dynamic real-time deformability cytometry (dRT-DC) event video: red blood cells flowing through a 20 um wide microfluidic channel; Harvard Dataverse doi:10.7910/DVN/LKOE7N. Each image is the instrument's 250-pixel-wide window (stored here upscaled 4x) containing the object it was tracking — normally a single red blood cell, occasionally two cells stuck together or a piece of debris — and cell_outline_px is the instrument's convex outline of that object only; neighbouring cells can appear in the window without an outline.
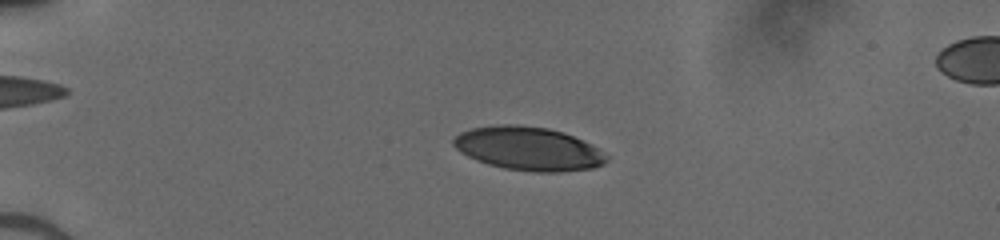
{"species": "human", "species_latin": "Homo sapiens", "temperature_condition": "cold", "stored_images_in_passage": 45, "camera_frame_rate_fps": 3000, "um_per_image_px": 0.085, "donor": {"sex": "male"}, "frame": {"image": 1, "passage_image": 7, "time_ms": 2.0, "image_size_px": [1000, 240], "cell_outline_px": [[608, 160], [604, 164], [592, 168], [560, 172], [536, 172], [504, 168], [488, 164], [476, 160], [460, 152], [452, 144], [452, 140], [460, 132], [472, 128], [500, 124], [516, 124], [548, 128], [564, 132], [584, 140], [600, 148], [608, 156]], "centroid_in_image_um": [44.94, 12.63], "position_along_channel_um": 40.1, "area_um2": 39.13}}
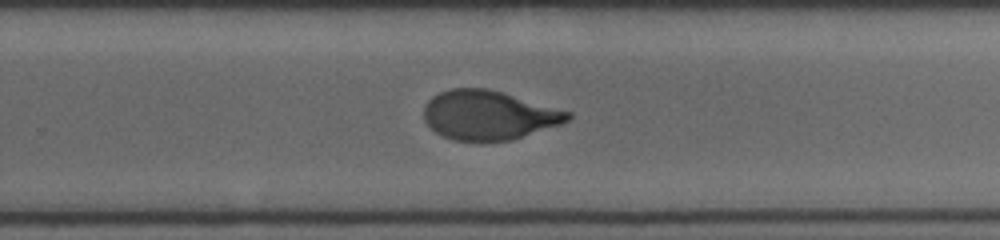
{"frame": {"image": 2, "passage_image": 29, "time_ms": 9.333, "image_size_px": [1000, 240], "cell_outline_px": [[572, 116], [568, 120], [560, 124], [512, 140], [452, 140], [436, 132], [424, 120], [424, 108], [428, 100], [432, 96], [440, 92], [452, 88], [488, 88], [572, 112]], "centroid_in_image_um": [41.53, 9.77], "position_along_channel_um": 288.3, "area_um2": 40.92}}
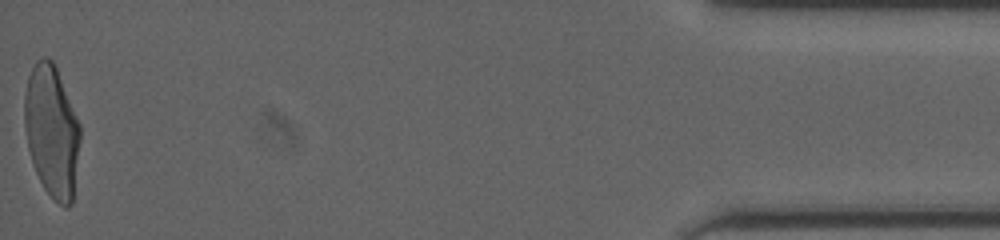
{"frame": {"image": 3, "passage_image": 45, "time_ms": 14.667, "image_size_px": [1000, 240], "cell_outline_px": [[80, 140], [72, 204], [68, 208], [64, 208], [44, 188], [32, 164], [28, 148], [24, 128], [24, 96], [28, 76], [36, 60], [44, 56], [52, 60], [56, 68], [80, 124]], "centroid_in_image_um": [4.39, 11.15], "position_along_channel_um": 430.8, "area_um2": 42.66}}